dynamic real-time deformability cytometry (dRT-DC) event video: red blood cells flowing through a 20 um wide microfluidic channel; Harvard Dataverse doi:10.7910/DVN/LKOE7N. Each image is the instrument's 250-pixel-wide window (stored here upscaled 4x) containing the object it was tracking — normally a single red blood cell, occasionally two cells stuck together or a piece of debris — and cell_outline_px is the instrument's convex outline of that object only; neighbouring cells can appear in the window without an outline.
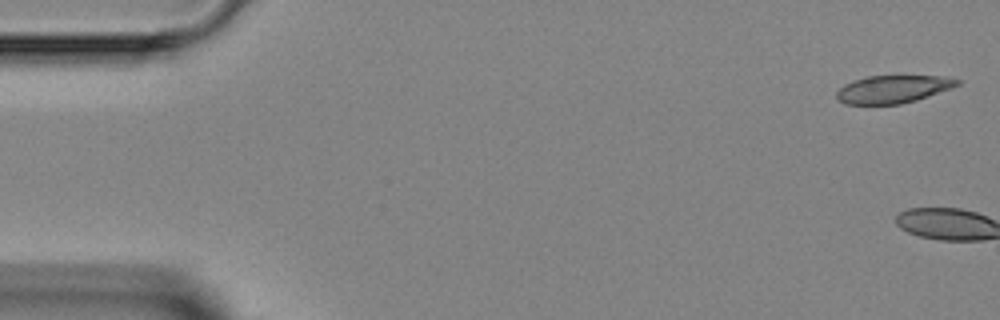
{"species": "Egyptian fruit bat (a non-hibernating species)", "species_latin": "Rousettus aegyptiacus", "temperature_condition": "room temperature", "stored_images_in_passage": 4, "camera_frame_rate_fps": 3000, "um_per_image_px": 0.085, "animal": {"sex": "female"}, "frame": {"image": 1, "passage_image": 4, "time_ms": 4.667, "image_size_px": [1000, 320], "cell_outline_px": [[960, 84], [952, 88], [916, 100], [900, 104], [844, 104], [836, 96], [836, 92], [844, 84], [852, 80], [868, 76], [948, 76], [960, 80]], "centroid_in_image_um": [75.92, 7.57], "position_along_channel_um": 9.1, "area_um2": 19.54}}